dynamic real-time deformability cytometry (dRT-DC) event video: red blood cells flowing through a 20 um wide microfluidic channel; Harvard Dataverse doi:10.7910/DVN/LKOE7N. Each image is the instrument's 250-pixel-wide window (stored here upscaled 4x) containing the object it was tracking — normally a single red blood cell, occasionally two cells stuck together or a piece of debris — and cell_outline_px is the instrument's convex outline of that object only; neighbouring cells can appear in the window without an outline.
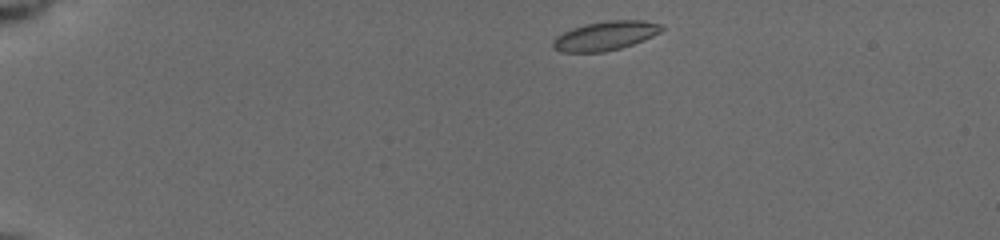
{"species": "common noctule bat (a hibernating species)", "species_latin": "Nyctalus noctula", "temperature_condition": "cold", "stored_images_in_passage": 34, "camera_frame_rate_fps": 3000, "um_per_image_px": 0.085, "animal": {"sex": "female", "body_mass_g": 19.5, "forearm_length_mm": 54.1}, "frame": {"image": 1, "passage_image": 1, "time_ms": 0.0, "image_size_px": [1000, 240], "cell_outline_px": [[664, 28], [660, 32], [644, 40], [620, 48], [604, 52], [560, 52], [552, 48], [552, 40], [556, 36], [572, 28], [584, 24], [608, 20], [644, 20], [660, 24]], "centroid_in_image_um": [51.42, 3.04], "position_along_channel_um": 33.6, "area_um2": 18.5}}
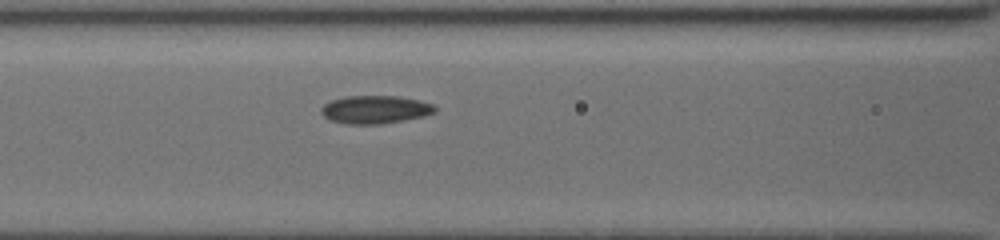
{"frame": {"image": 2, "passage_image": 19, "time_ms": 4.667, "image_size_px": [1000, 240], "cell_outline_px": [[436, 112], [424, 116], [404, 120], [380, 124], [344, 124], [328, 120], [320, 112], [320, 108], [324, 104], [332, 100], [344, 96], [400, 96], [420, 100], [436, 104]], "centroid_in_image_um": [31.89, 9.31], "position_along_channel_um": 134.7, "area_um2": 18.9}}
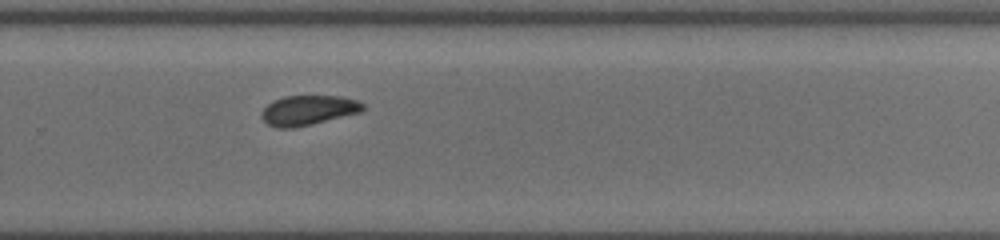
{"frame": {"image": 3, "passage_image": 33, "time_ms": 9.0, "image_size_px": [1000, 240], "cell_outline_px": [[364, 108], [360, 112], [296, 128], [276, 128], [268, 124], [260, 116], [260, 112], [272, 100], [284, 96], [340, 96], [356, 100], [364, 104]], "centroid_in_image_um": [26.15, 9.37], "position_along_channel_um": 303.6, "area_um2": 17.63}}